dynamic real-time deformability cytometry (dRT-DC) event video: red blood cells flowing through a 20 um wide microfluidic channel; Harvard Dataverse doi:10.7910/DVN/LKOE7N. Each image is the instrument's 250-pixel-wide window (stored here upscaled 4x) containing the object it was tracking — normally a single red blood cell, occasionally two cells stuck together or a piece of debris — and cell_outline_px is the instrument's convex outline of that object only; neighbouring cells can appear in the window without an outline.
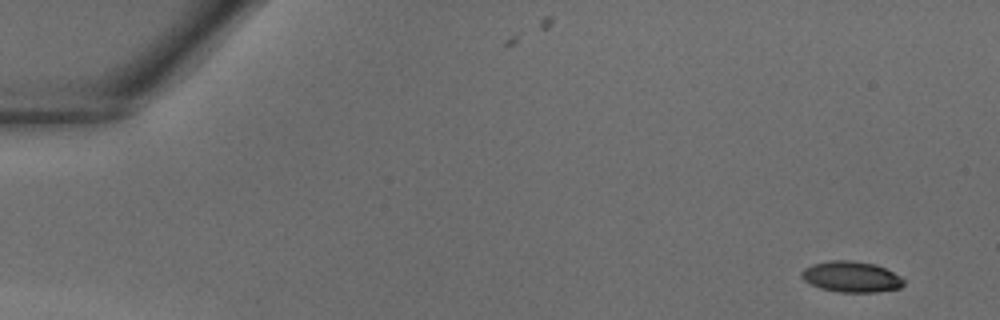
{"species": "common noctule bat (a hibernating species)", "species_latin": "Nyctalus noctula", "temperature_condition": "warm", "stored_images_in_passage": 39, "camera_frame_rate_fps": 3000, "um_per_image_px": 0.085, "animal": {"sex": "male", "body_mass_g": 18.8}, "frame": {"image": 1, "passage_image": 1, "time_ms": 0.0, "image_size_px": [1000, 320], "cell_outline_px": [[904, 284], [900, 288], [876, 292], [840, 292], [820, 288], [804, 280], [800, 276], [800, 272], [804, 268], [812, 264], [832, 260], [852, 260], [876, 264], [900, 276], [904, 280]], "centroid_in_image_um": [72.35, 23.52], "position_along_channel_um": 12.7, "area_um2": 18.38}}
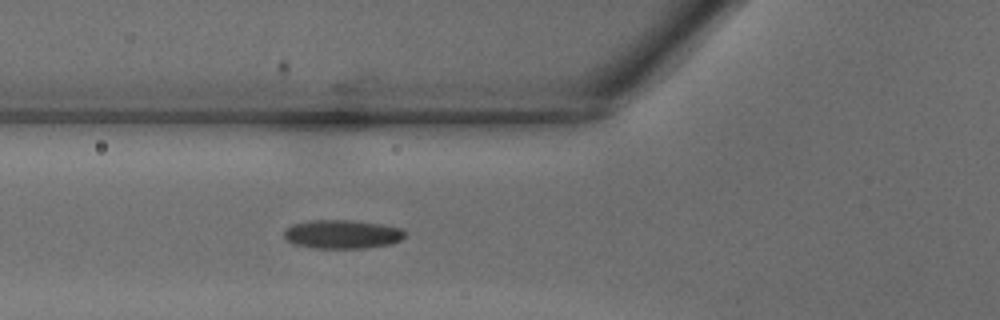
{"frame": {"image": 2, "passage_image": 14, "time_ms": 4.333, "image_size_px": [1000, 320], "cell_outline_px": [[404, 236], [400, 240], [388, 244], [364, 248], [316, 248], [296, 244], [288, 240], [284, 236], [284, 232], [292, 224], [312, 220], [352, 220], [384, 224], [404, 228]], "centroid_in_image_um": [29.12, 19.89], "position_along_channel_um": 96.7, "area_um2": 20.11}}
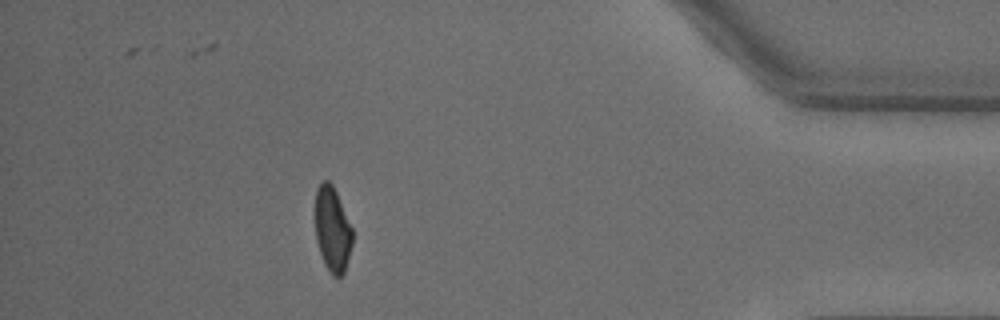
{"frame": {"image": 3, "passage_image": 35, "time_ms": 11.333, "image_size_px": [1000, 320], "cell_outline_px": [[352, 244], [344, 272], [340, 276], [332, 276], [324, 264], [316, 240], [316, 188], [324, 180], [328, 180], [332, 184], [336, 192], [352, 228]], "centroid_in_image_um": [28.25, 19.5], "position_along_channel_um": 406.9, "area_um2": 18.15}}